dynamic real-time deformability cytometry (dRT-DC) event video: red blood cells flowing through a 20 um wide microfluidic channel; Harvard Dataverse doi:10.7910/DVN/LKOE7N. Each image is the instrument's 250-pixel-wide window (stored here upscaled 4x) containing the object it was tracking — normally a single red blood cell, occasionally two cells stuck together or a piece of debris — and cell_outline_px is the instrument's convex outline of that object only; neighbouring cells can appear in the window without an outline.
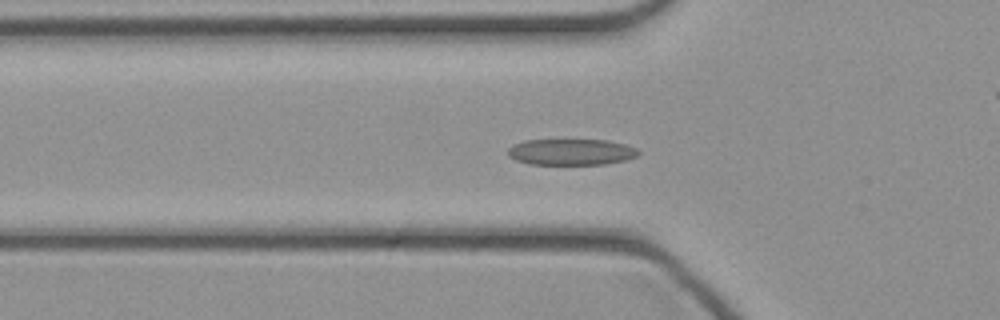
{"species": "common noctule bat (a hibernating species)", "species_latin": "Nyctalus noctula", "temperature_condition": "cold", "stored_images_in_passage": 46, "camera_frame_rate_fps": 3000, "um_per_image_px": 0.085, "animal": {"sex": "female", "body_mass_g": 21.9}, "frame": {"image": 1, "passage_image": 15, "time_ms": 4.667, "image_size_px": [1000, 320], "cell_outline_px": [[640, 152], [636, 156], [624, 160], [604, 164], [532, 164], [516, 160], [508, 156], [508, 148], [512, 144], [524, 140], [608, 140], [624, 144], [636, 148]], "centroid_in_image_um": [48.52, 12.91], "position_along_channel_um": 77.3, "area_um2": 19.83}}
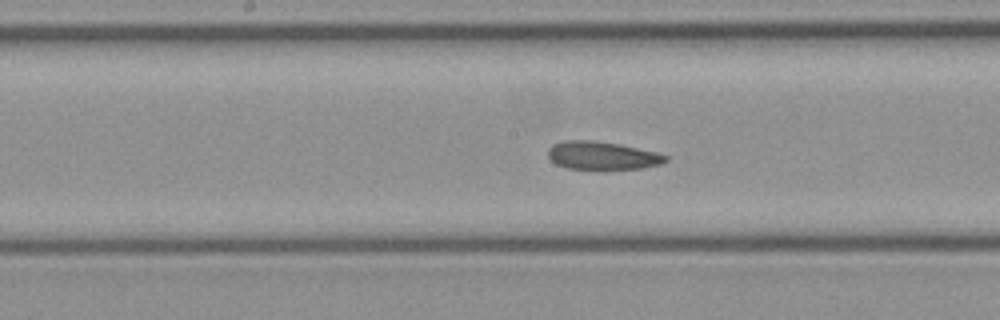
{"frame": {"image": 2, "passage_image": 23, "time_ms": 7.333, "image_size_px": [1000, 320], "cell_outline_px": [[668, 160], [660, 164], [644, 168], [568, 168], [556, 164], [548, 156], [548, 148], [552, 144], [564, 140], [592, 140], [620, 144], [656, 152], [668, 156]], "centroid_in_image_um": [51.18, 13.2], "position_along_channel_um": 197.0, "area_um2": 19.02}}
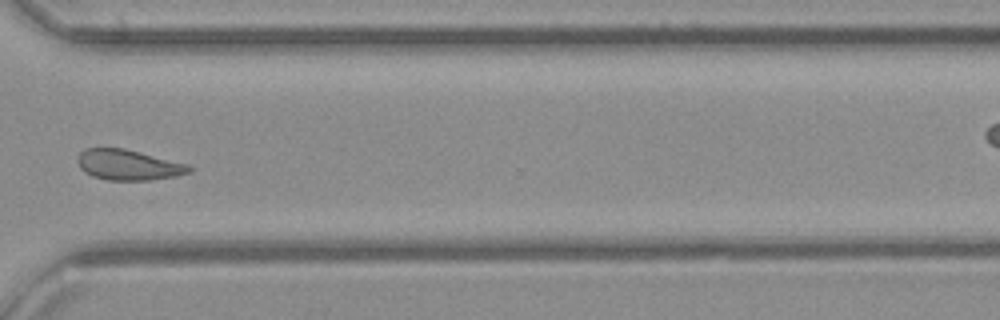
{"frame": {"image": 3, "passage_image": 34, "time_ms": 11.0, "image_size_px": [1000, 320], "cell_outline_px": [[192, 172], [176, 176], [152, 180], [108, 180], [92, 176], [84, 172], [80, 168], [76, 160], [80, 152], [84, 148], [124, 148], [188, 164], [192, 168]], "centroid_in_image_um": [10.9, 14.02], "position_along_channel_um": 359.7, "area_um2": 19.94}}